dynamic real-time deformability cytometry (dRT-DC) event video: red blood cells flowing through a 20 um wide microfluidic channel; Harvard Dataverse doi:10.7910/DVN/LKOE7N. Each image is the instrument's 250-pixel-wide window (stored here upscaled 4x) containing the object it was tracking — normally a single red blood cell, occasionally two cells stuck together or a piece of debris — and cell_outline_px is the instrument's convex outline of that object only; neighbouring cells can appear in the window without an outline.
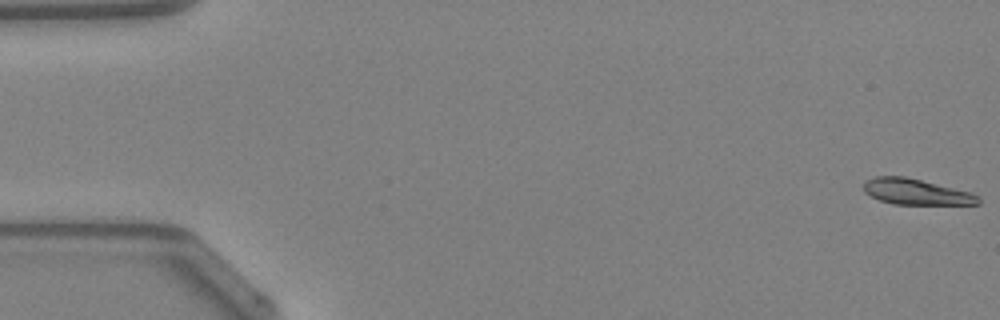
{"species": "Egyptian fruit bat (a non-hibernating species)", "species_latin": "Rousettus aegyptiacus", "temperature_condition": "warm", "stored_images_in_passage": 48, "camera_frame_rate_fps": 3000, "um_per_image_px": 0.085, "animal": {"sex": "female"}, "frame": {"image": 1, "passage_image": 1, "time_ms": 0.0, "image_size_px": [1000, 320], "cell_outline_px": [[980, 204], [892, 204], [880, 200], [864, 192], [864, 184], [868, 180], [876, 176], [904, 176], [972, 192], [980, 196]], "centroid_in_image_um": [77.9, 16.31], "position_along_channel_um": 7.1, "area_um2": 17.11}}
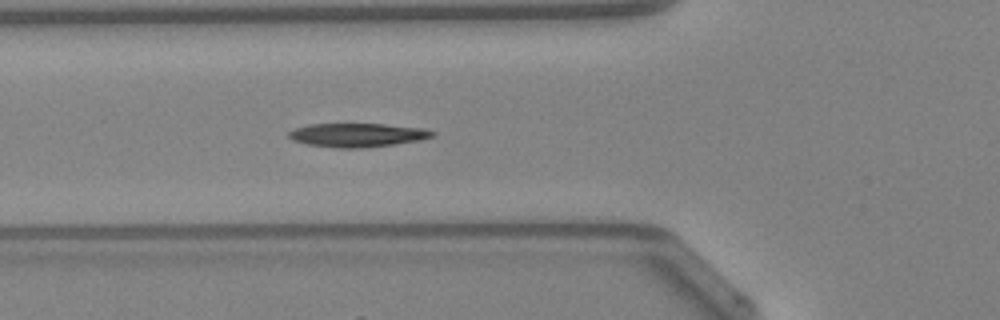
{"frame": {"image": 2, "passage_image": 18, "time_ms": 5.667, "image_size_px": [1000, 320], "cell_outline_px": [[436, 132], [432, 136], [420, 140], [392, 144], [360, 148], [340, 148], [308, 144], [292, 140], [288, 136], [288, 132], [296, 128], [308, 124], [384, 124], [424, 128]], "centroid_in_image_um": [30.37, 11.47], "position_along_channel_um": 95.4, "area_um2": 19.65}}
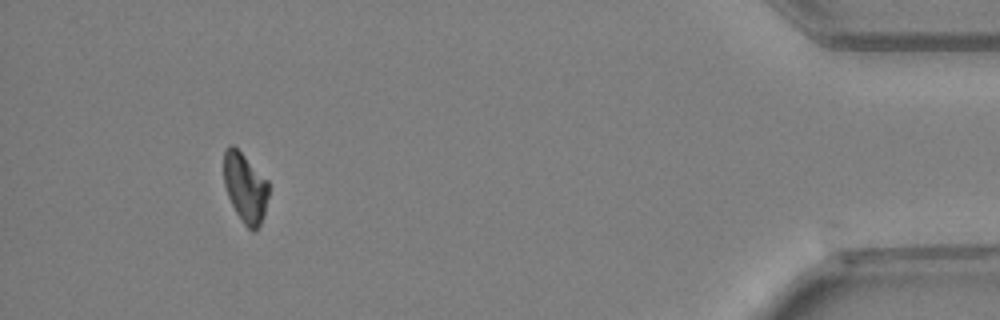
{"frame": {"image": 3, "passage_image": 45, "time_ms": 14.667, "image_size_px": [1000, 320], "cell_outline_px": [[268, 196], [264, 216], [256, 232], [252, 232], [244, 224], [236, 212], [228, 196], [224, 184], [224, 152], [228, 144], [232, 144], [268, 180]], "centroid_in_image_um": [20.84, 15.98], "position_along_channel_um": 414.4, "area_um2": 18.09}, "authors_computed_cell_mechanics": {"area_um2": 19.2474, "velocity_mm_per_s": 4.2639, "shape_relaxation_time_tau1_ms": 4.3238, "shape_relaxation_time_tau2_ms": null, "deformation_change_tau1": 0.1429, "deformation_change_tau2": null}}